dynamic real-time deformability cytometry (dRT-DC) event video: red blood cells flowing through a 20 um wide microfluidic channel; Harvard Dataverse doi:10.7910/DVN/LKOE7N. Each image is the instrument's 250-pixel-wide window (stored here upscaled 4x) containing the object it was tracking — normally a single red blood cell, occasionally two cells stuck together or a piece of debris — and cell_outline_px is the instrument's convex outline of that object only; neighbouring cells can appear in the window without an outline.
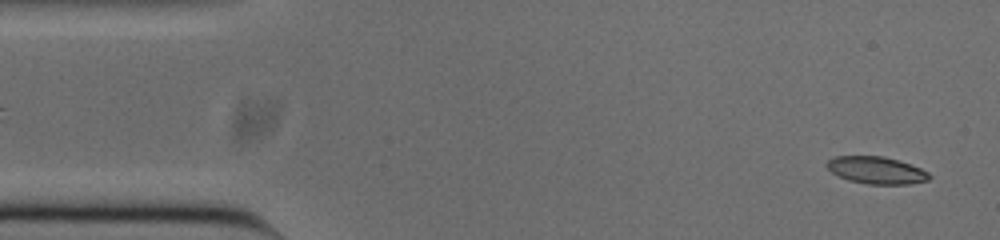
{"species": "common noctule bat (a hibernating species)", "species_latin": "Nyctalus noctula", "temperature_condition": "cold", "stored_images_in_passage": 52, "camera_frame_rate_fps": 3000, "um_per_image_px": 0.085, "animal": {"sex": "male", "body_mass_g": 20.0, "forearm_length_mm": 53.3}, "frame": {"image": 1, "passage_image": 2, "time_ms": 0.333, "image_size_px": [1000, 240], "cell_outline_px": [[932, 176], [928, 180], [908, 184], [868, 184], [848, 180], [832, 172], [824, 164], [828, 160], [836, 156], [884, 156], [920, 168], [928, 172]], "centroid_in_image_um": [74.48, 14.47], "position_along_channel_um": 10.5, "area_um2": 16.07}}
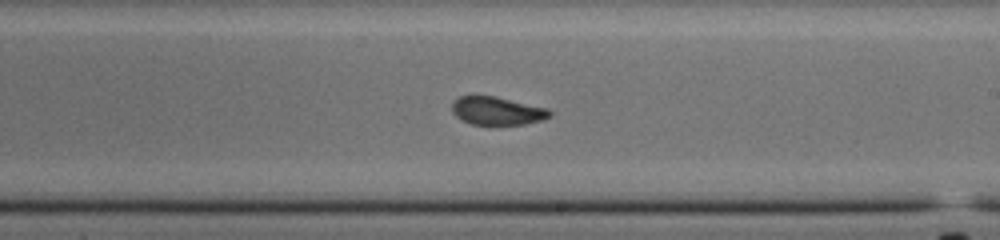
{"frame": {"image": 2, "passage_image": 29, "time_ms": 9.333, "image_size_px": [1000, 240], "cell_outline_px": [[552, 116], [544, 120], [524, 124], [472, 124], [460, 120], [452, 112], [452, 104], [460, 96], [496, 96], [548, 108], [552, 112]], "centroid_in_image_um": [42.29, 9.42], "position_along_channel_um": 246.7, "area_um2": 16.07}}
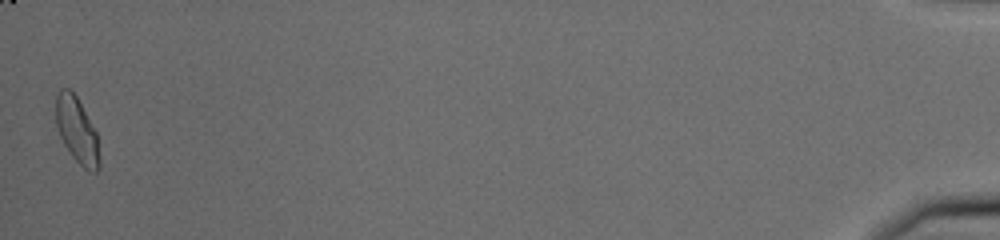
{"frame": {"image": 3, "passage_image": 52, "time_ms": 17.0, "image_size_px": [1000, 240], "cell_outline_px": [[100, 168], [96, 172], [88, 172], [72, 156], [64, 144], [60, 136], [56, 124], [56, 92], [60, 88], [68, 88], [76, 96], [96, 132], [100, 160]], "centroid_in_image_um": [6.54, 11.1], "position_along_channel_um": 428.7, "area_um2": 16.59}, "authors_computed_cell_mechanics": {"area_um2": 16.5597, "velocity_mm_per_s": 3.771, "shape_relaxation_time_tau1_ms": 3.2433, "shape_relaxation_time_tau2_ms": 1.8052, "deformation_change_tau1": 0.1118, "deformation_change_tau2": 0.056}}